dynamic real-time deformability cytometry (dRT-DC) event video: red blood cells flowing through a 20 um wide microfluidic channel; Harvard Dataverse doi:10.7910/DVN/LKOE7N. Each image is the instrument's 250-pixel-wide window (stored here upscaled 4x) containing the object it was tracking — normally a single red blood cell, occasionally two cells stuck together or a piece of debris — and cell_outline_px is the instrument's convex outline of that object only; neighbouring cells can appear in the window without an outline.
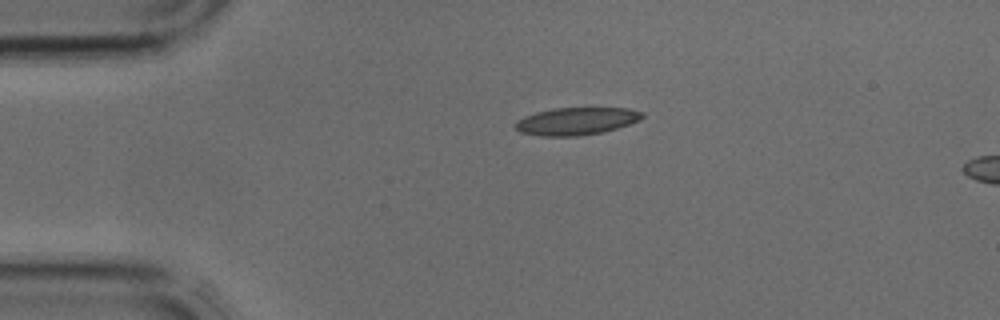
{"species": "common noctule bat (a hibernating species)", "species_latin": "Nyctalus noctula", "temperature_condition": "cold", "stored_images_in_passage": 4, "camera_frame_rate_fps": 3000, "um_per_image_px": 0.085, "animal": {"sex": "male", "body_mass_g": 17.9, "forearm_length_mm": 54.2}, "frame": {"image": 1, "passage_image": 1, "time_ms": 0.0, "image_size_px": [1000, 320], "cell_outline_px": [[644, 116], [640, 120], [616, 128], [600, 132], [576, 136], [540, 136], [520, 132], [516, 128], [516, 120], [524, 116], [536, 112], [556, 108], [628, 108], [644, 112]], "centroid_in_image_um": [48.99, 10.29], "position_along_channel_um": 36.0, "area_um2": 20.17}}